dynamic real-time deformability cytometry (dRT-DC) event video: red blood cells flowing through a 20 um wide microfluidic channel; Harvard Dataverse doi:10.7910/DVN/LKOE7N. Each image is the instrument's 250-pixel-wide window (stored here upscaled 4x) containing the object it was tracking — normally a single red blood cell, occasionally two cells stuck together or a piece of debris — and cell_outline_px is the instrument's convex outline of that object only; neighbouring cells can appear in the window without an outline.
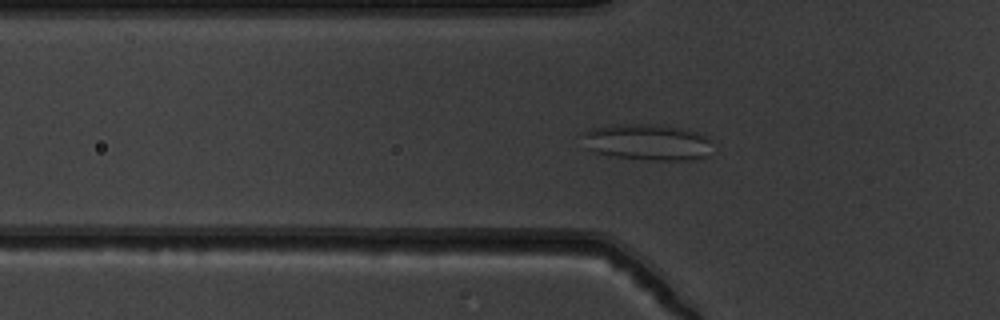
{"species": "common noctule bat (a hibernating species)", "species_latin": "Nyctalus noctula", "temperature_condition": "warm", "stored_images_in_passage": 55, "camera_frame_rate_fps": 3000, "um_per_image_px": 0.085, "animal": {"sex": "male", "body_mass_g": 19.5, "forearm_length_mm": 54.6}, "frame": {"image": 1, "passage_image": 20, "time_ms": 6.333, "image_size_px": [1000, 320], "cell_outline_px": [[708, 156], [696, 160], [648, 160], [616, 156], [596, 152], [584, 148], [584, 132], [592, 128], [608, 124], [660, 124], [684, 128], [708, 136]], "centroid_in_image_um": [55.01, 12.07], "position_along_channel_um": 70.8, "area_um2": 27.57}}
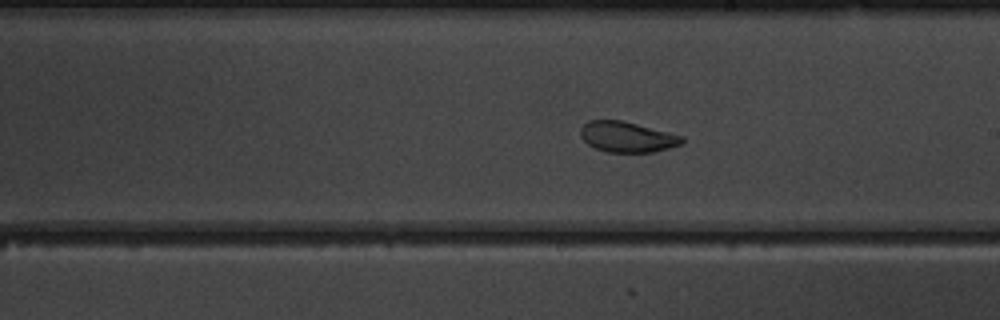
{"frame": {"image": 2, "passage_image": 33, "time_ms": 10.667, "image_size_px": [1000, 320], "cell_outline_px": [[684, 140], [680, 144], [668, 148], [652, 152], [608, 152], [596, 148], [588, 144], [580, 136], [580, 128], [588, 120], [624, 120], [684, 136]], "centroid_in_image_um": [53.3, 11.62], "position_along_channel_um": 235.7, "area_um2": 18.09}}
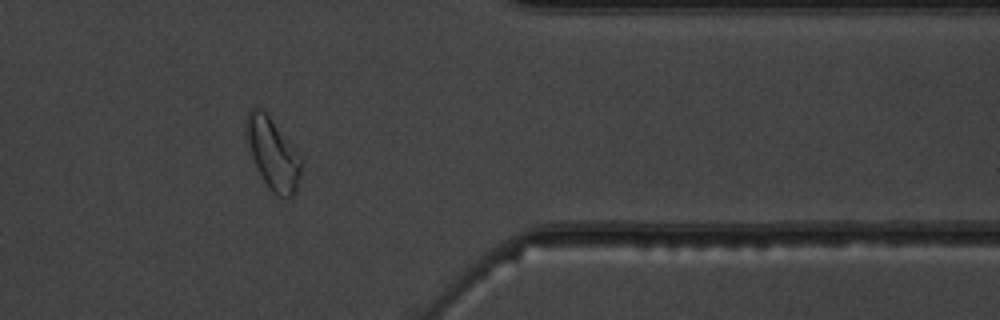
{"frame": {"image": 3, "passage_image": 46, "time_ms": 15.0, "image_size_px": [1000, 320], "cell_outline_px": [[304, 160], [296, 192], [288, 200], [284, 200], [276, 196], [268, 188], [256, 168], [244, 132], [244, 124], [248, 112], [252, 108], [260, 108], [268, 116]], "centroid_in_image_um": [23.2, 13.14], "position_along_channel_um": 388.2, "area_um2": 23.06}, "authors_computed_cell_mechanics": {"area_um2": 26.1256, "velocity_mm_per_s": 3.8192, "shape_relaxation_time_tau1_ms": null, "shape_relaxation_time_tau2_ms": 1.6842, "deformation_change_tau1": null, "deformation_change_tau2": 0.0759}}